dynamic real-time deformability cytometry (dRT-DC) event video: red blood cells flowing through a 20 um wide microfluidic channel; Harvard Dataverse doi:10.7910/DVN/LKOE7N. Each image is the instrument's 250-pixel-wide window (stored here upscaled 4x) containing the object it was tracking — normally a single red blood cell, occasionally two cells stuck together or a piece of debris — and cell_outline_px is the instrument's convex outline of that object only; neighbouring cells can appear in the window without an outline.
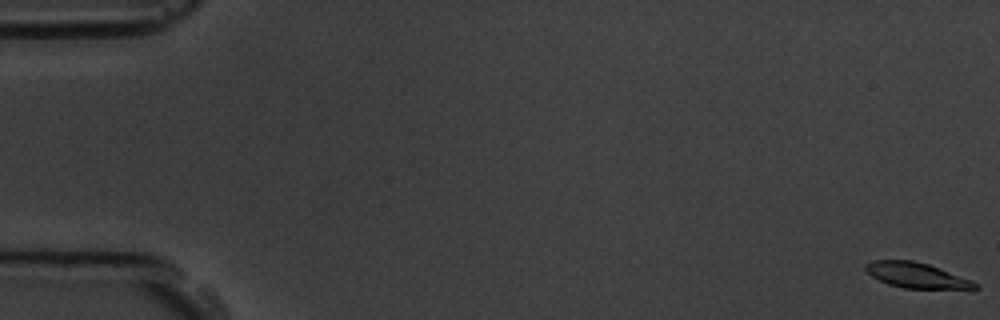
{"species": "common noctule bat (a hibernating species)", "species_latin": "Nyctalus noctula", "temperature_condition": "room temperature", "stored_images_in_passage": 9, "camera_frame_rate_fps": 3000, "um_per_image_px": 0.085, "animal": {"sex": "male", "body_mass_g": 19.5, "forearm_length_mm": 54.6}, "frame": {"image": 1, "passage_image": 1, "time_ms": 0.0, "image_size_px": [1000, 320], "cell_outline_px": [[980, 288], [904, 288], [888, 284], [872, 276], [864, 268], [864, 264], [872, 260], [912, 260], [928, 264], [940, 268], [972, 280], [980, 284]], "centroid_in_image_um": [77.89, 23.38], "position_along_channel_um": 7.1, "area_um2": 16.01}}
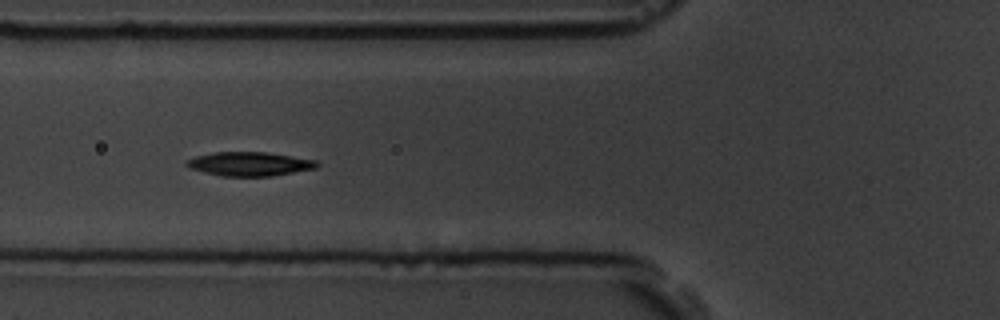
{"frame": {"image": 2, "passage_image": 7, "time_ms": 7.0, "image_size_px": [1000, 320], "cell_outline_px": [[320, 164], [316, 168], [272, 176], [220, 176], [188, 168], [184, 164], [184, 160], [196, 156], [212, 152], [264, 152], [316, 160]], "centroid_in_image_um": [21.15, 13.93], "position_along_channel_um": 104.7, "area_um2": 18.26}}
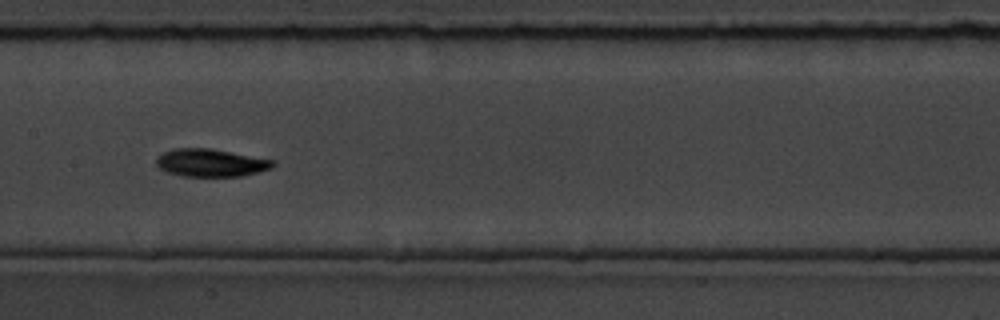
{"frame": {"image": 3, "passage_image": 9, "time_ms": 9.333, "image_size_px": [1000, 320], "cell_outline_px": [[276, 164], [272, 168], [260, 172], [240, 176], [180, 176], [168, 172], [160, 168], [156, 164], [156, 156], [172, 148], [212, 148], [276, 160]], "centroid_in_image_um": [17.95, 13.83], "position_along_channel_um": 189.5, "area_um2": 19.13}}